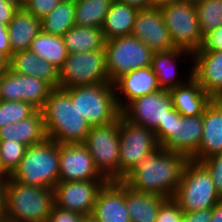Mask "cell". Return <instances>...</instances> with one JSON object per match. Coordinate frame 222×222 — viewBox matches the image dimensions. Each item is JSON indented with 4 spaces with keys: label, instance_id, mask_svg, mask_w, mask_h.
<instances>
[{
    "label": "cell",
    "instance_id": "44",
    "mask_svg": "<svg viewBox=\"0 0 222 222\" xmlns=\"http://www.w3.org/2000/svg\"><path fill=\"white\" fill-rule=\"evenodd\" d=\"M118 2L134 6L137 9H146L152 7V0H116Z\"/></svg>",
    "mask_w": 222,
    "mask_h": 222
},
{
    "label": "cell",
    "instance_id": "23",
    "mask_svg": "<svg viewBox=\"0 0 222 222\" xmlns=\"http://www.w3.org/2000/svg\"><path fill=\"white\" fill-rule=\"evenodd\" d=\"M9 69L20 75L37 77L53 88H59V70L29 49L13 53L9 59Z\"/></svg>",
    "mask_w": 222,
    "mask_h": 222
},
{
    "label": "cell",
    "instance_id": "30",
    "mask_svg": "<svg viewBox=\"0 0 222 222\" xmlns=\"http://www.w3.org/2000/svg\"><path fill=\"white\" fill-rule=\"evenodd\" d=\"M29 50L60 70L68 56L63 37L50 35L42 30L31 42Z\"/></svg>",
    "mask_w": 222,
    "mask_h": 222
},
{
    "label": "cell",
    "instance_id": "35",
    "mask_svg": "<svg viewBox=\"0 0 222 222\" xmlns=\"http://www.w3.org/2000/svg\"><path fill=\"white\" fill-rule=\"evenodd\" d=\"M27 146L15 140H0V158L5 170L11 174L24 157Z\"/></svg>",
    "mask_w": 222,
    "mask_h": 222
},
{
    "label": "cell",
    "instance_id": "28",
    "mask_svg": "<svg viewBox=\"0 0 222 222\" xmlns=\"http://www.w3.org/2000/svg\"><path fill=\"white\" fill-rule=\"evenodd\" d=\"M138 11L134 6L114 0L101 27L105 40L131 35Z\"/></svg>",
    "mask_w": 222,
    "mask_h": 222
},
{
    "label": "cell",
    "instance_id": "25",
    "mask_svg": "<svg viewBox=\"0 0 222 222\" xmlns=\"http://www.w3.org/2000/svg\"><path fill=\"white\" fill-rule=\"evenodd\" d=\"M15 140L24 145H36L47 139L44 119L41 110L19 122L0 128V140Z\"/></svg>",
    "mask_w": 222,
    "mask_h": 222
},
{
    "label": "cell",
    "instance_id": "14",
    "mask_svg": "<svg viewBox=\"0 0 222 222\" xmlns=\"http://www.w3.org/2000/svg\"><path fill=\"white\" fill-rule=\"evenodd\" d=\"M107 179L58 182L53 188L54 205L89 218L99 190Z\"/></svg>",
    "mask_w": 222,
    "mask_h": 222
},
{
    "label": "cell",
    "instance_id": "9",
    "mask_svg": "<svg viewBox=\"0 0 222 222\" xmlns=\"http://www.w3.org/2000/svg\"><path fill=\"white\" fill-rule=\"evenodd\" d=\"M159 148L152 129L119 116V181L141 160Z\"/></svg>",
    "mask_w": 222,
    "mask_h": 222
},
{
    "label": "cell",
    "instance_id": "15",
    "mask_svg": "<svg viewBox=\"0 0 222 222\" xmlns=\"http://www.w3.org/2000/svg\"><path fill=\"white\" fill-rule=\"evenodd\" d=\"M172 109L170 92L160 89L132 100L121 110V114L135 124L154 130L159 124H164Z\"/></svg>",
    "mask_w": 222,
    "mask_h": 222
},
{
    "label": "cell",
    "instance_id": "7",
    "mask_svg": "<svg viewBox=\"0 0 222 222\" xmlns=\"http://www.w3.org/2000/svg\"><path fill=\"white\" fill-rule=\"evenodd\" d=\"M183 212L213 208L221 200L207 169L197 161L188 160L173 198Z\"/></svg>",
    "mask_w": 222,
    "mask_h": 222
},
{
    "label": "cell",
    "instance_id": "33",
    "mask_svg": "<svg viewBox=\"0 0 222 222\" xmlns=\"http://www.w3.org/2000/svg\"><path fill=\"white\" fill-rule=\"evenodd\" d=\"M194 3L203 37L222 25V0H198Z\"/></svg>",
    "mask_w": 222,
    "mask_h": 222
},
{
    "label": "cell",
    "instance_id": "4",
    "mask_svg": "<svg viewBox=\"0 0 222 222\" xmlns=\"http://www.w3.org/2000/svg\"><path fill=\"white\" fill-rule=\"evenodd\" d=\"M10 178L23 185L53 189L59 182V143L47 138L28 146Z\"/></svg>",
    "mask_w": 222,
    "mask_h": 222
},
{
    "label": "cell",
    "instance_id": "27",
    "mask_svg": "<svg viewBox=\"0 0 222 222\" xmlns=\"http://www.w3.org/2000/svg\"><path fill=\"white\" fill-rule=\"evenodd\" d=\"M166 200L163 196L134 191L125 184V206L131 222H156L158 210Z\"/></svg>",
    "mask_w": 222,
    "mask_h": 222
},
{
    "label": "cell",
    "instance_id": "5",
    "mask_svg": "<svg viewBox=\"0 0 222 222\" xmlns=\"http://www.w3.org/2000/svg\"><path fill=\"white\" fill-rule=\"evenodd\" d=\"M65 90L70 94L72 104L90 126L108 124L121 114L113 83L76 86Z\"/></svg>",
    "mask_w": 222,
    "mask_h": 222
},
{
    "label": "cell",
    "instance_id": "32",
    "mask_svg": "<svg viewBox=\"0 0 222 222\" xmlns=\"http://www.w3.org/2000/svg\"><path fill=\"white\" fill-rule=\"evenodd\" d=\"M114 0H75V25L101 28Z\"/></svg>",
    "mask_w": 222,
    "mask_h": 222
},
{
    "label": "cell",
    "instance_id": "37",
    "mask_svg": "<svg viewBox=\"0 0 222 222\" xmlns=\"http://www.w3.org/2000/svg\"><path fill=\"white\" fill-rule=\"evenodd\" d=\"M183 214L180 205L173 198L167 199L158 210L156 222H182Z\"/></svg>",
    "mask_w": 222,
    "mask_h": 222
},
{
    "label": "cell",
    "instance_id": "24",
    "mask_svg": "<svg viewBox=\"0 0 222 222\" xmlns=\"http://www.w3.org/2000/svg\"><path fill=\"white\" fill-rule=\"evenodd\" d=\"M169 92L173 108L182 116L203 115L206 106L212 100L193 76Z\"/></svg>",
    "mask_w": 222,
    "mask_h": 222
},
{
    "label": "cell",
    "instance_id": "36",
    "mask_svg": "<svg viewBox=\"0 0 222 222\" xmlns=\"http://www.w3.org/2000/svg\"><path fill=\"white\" fill-rule=\"evenodd\" d=\"M200 163L207 169L214 182L217 194L222 199V153L211 155Z\"/></svg>",
    "mask_w": 222,
    "mask_h": 222
},
{
    "label": "cell",
    "instance_id": "38",
    "mask_svg": "<svg viewBox=\"0 0 222 222\" xmlns=\"http://www.w3.org/2000/svg\"><path fill=\"white\" fill-rule=\"evenodd\" d=\"M62 0H26L24 9L36 18L42 19L53 11Z\"/></svg>",
    "mask_w": 222,
    "mask_h": 222
},
{
    "label": "cell",
    "instance_id": "20",
    "mask_svg": "<svg viewBox=\"0 0 222 222\" xmlns=\"http://www.w3.org/2000/svg\"><path fill=\"white\" fill-rule=\"evenodd\" d=\"M113 85L120 110L132 100L160 90L157 77L150 66L120 76Z\"/></svg>",
    "mask_w": 222,
    "mask_h": 222
},
{
    "label": "cell",
    "instance_id": "45",
    "mask_svg": "<svg viewBox=\"0 0 222 222\" xmlns=\"http://www.w3.org/2000/svg\"><path fill=\"white\" fill-rule=\"evenodd\" d=\"M210 222H222V199L212 208Z\"/></svg>",
    "mask_w": 222,
    "mask_h": 222
},
{
    "label": "cell",
    "instance_id": "26",
    "mask_svg": "<svg viewBox=\"0 0 222 222\" xmlns=\"http://www.w3.org/2000/svg\"><path fill=\"white\" fill-rule=\"evenodd\" d=\"M11 55L28 50L31 42L41 31V19L36 18L24 8H19L7 26Z\"/></svg>",
    "mask_w": 222,
    "mask_h": 222
},
{
    "label": "cell",
    "instance_id": "16",
    "mask_svg": "<svg viewBox=\"0 0 222 222\" xmlns=\"http://www.w3.org/2000/svg\"><path fill=\"white\" fill-rule=\"evenodd\" d=\"M106 179L83 144L59 143V182Z\"/></svg>",
    "mask_w": 222,
    "mask_h": 222
},
{
    "label": "cell",
    "instance_id": "6",
    "mask_svg": "<svg viewBox=\"0 0 222 222\" xmlns=\"http://www.w3.org/2000/svg\"><path fill=\"white\" fill-rule=\"evenodd\" d=\"M153 131L159 147L190 159L197 152L202 139V115L182 116L173 108L164 124H159Z\"/></svg>",
    "mask_w": 222,
    "mask_h": 222
},
{
    "label": "cell",
    "instance_id": "2",
    "mask_svg": "<svg viewBox=\"0 0 222 222\" xmlns=\"http://www.w3.org/2000/svg\"><path fill=\"white\" fill-rule=\"evenodd\" d=\"M47 138L62 144H83L90 124L79 114L63 88H54L41 109Z\"/></svg>",
    "mask_w": 222,
    "mask_h": 222
},
{
    "label": "cell",
    "instance_id": "31",
    "mask_svg": "<svg viewBox=\"0 0 222 222\" xmlns=\"http://www.w3.org/2000/svg\"><path fill=\"white\" fill-rule=\"evenodd\" d=\"M74 25V0H62L53 11L41 19V30L55 36L62 37Z\"/></svg>",
    "mask_w": 222,
    "mask_h": 222
},
{
    "label": "cell",
    "instance_id": "49",
    "mask_svg": "<svg viewBox=\"0 0 222 222\" xmlns=\"http://www.w3.org/2000/svg\"><path fill=\"white\" fill-rule=\"evenodd\" d=\"M178 1H181V0H152V7L159 8L163 5L178 2Z\"/></svg>",
    "mask_w": 222,
    "mask_h": 222
},
{
    "label": "cell",
    "instance_id": "8",
    "mask_svg": "<svg viewBox=\"0 0 222 222\" xmlns=\"http://www.w3.org/2000/svg\"><path fill=\"white\" fill-rule=\"evenodd\" d=\"M159 9L174 47L192 54L198 51L204 37L200 30L195 3L192 0H181L163 5Z\"/></svg>",
    "mask_w": 222,
    "mask_h": 222
},
{
    "label": "cell",
    "instance_id": "10",
    "mask_svg": "<svg viewBox=\"0 0 222 222\" xmlns=\"http://www.w3.org/2000/svg\"><path fill=\"white\" fill-rule=\"evenodd\" d=\"M83 145L99 172L108 181H119V117L108 124L91 126Z\"/></svg>",
    "mask_w": 222,
    "mask_h": 222
},
{
    "label": "cell",
    "instance_id": "21",
    "mask_svg": "<svg viewBox=\"0 0 222 222\" xmlns=\"http://www.w3.org/2000/svg\"><path fill=\"white\" fill-rule=\"evenodd\" d=\"M203 132L200 146L190 160L200 162L222 153V99H212L203 115Z\"/></svg>",
    "mask_w": 222,
    "mask_h": 222
},
{
    "label": "cell",
    "instance_id": "22",
    "mask_svg": "<svg viewBox=\"0 0 222 222\" xmlns=\"http://www.w3.org/2000/svg\"><path fill=\"white\" fill-rule=\"evenodd\" d=\"M192 76L212 99H222V51L195 52Z\"/></svg>",
    "mask_w": 222,
    "mask_h": 222
},
{
    "label": "cell",
    "instance_id": "18",
    "mask_svg": "<svg viewBox=\"0 0 222 222\" xmlns=\"http://www.w3.org/2000/svg\"><path fill=\"white\" fill-rule=\"evenodd\" d=\"M90 218L94 222H131L125 206V183L108 181L99 190Z\"/></svg>",
    "mask_w": 222,
    "mask_h": 222
},
{
    "label": "cell",
    "instance_id": "17",
    "mask_svg": "<svg viewBox=\"0 0 222 222\" xmlns=\"http://www.w3.org/2000/svg\"><path fill=\"white\" fill-rule=\"evenodd\" d=\"M131 35L153 52L170 51L175 48L160 9L157 7L139 9Z\"/></svg>",
    "mask_w": 222,
    "mask_h": 222
},
{
    "label": "cell",
    "instance_id": "41",
    "mask_svg": "<svg viewBox=\"0 0 222 222\" xmlns=\"http://www.w3.org/2000/svg\"><path fill=\"white\" fill-rule=\"evenodd\" d=\"M212 208L184 212L182 222H210Z\"/></svg>",
    "mask_w": 222,
    "mask_h": 222
},
{
    "label": "cell",
    "instance_id": "3",
    "mask_svg": "<svg viewBox=\"0 0 222 222\" xmlns=\"http://www.w3.org/2000/svg\"><path fill=\"white\" fill-rule=\"evenodd\" d=\"M4 188L5 222H48L54 206L53 189L23 185L12 178Z\"/></svg>",
    "mask_w": 222,
    "mask_h": 222
},
{
    "label": "cell",
    "instance_id": "12",
    "mask_svg": "<svg viewBox=\"0 0 222 222\" xmlns=\"http://www.w3.org/2000/svg\"><path fill=\"white\" fill-rule=\"evenodd\" d=\"M105 52L111 83L126 73L151 66L154 54L132 35L106 40Z\"/></svg>",
    "mask_w": 222,
    "mask_h": 222
},
{
    "label": "cell",
    "instance_id": "13",
    "mask_svg": "<svg viewBox=\"0 0 222 222\" xmlns=\"http://www.w3.org/2000/svg\"><path fill=\"white\" fill-rule=\"evenodd\" d=\"M54 88L30 75H20L7 69L0 75L1 100L24 101L41 110Z\"/></svg>",
    "mask_w": 222,
    "mask_h": 222
},
{
    "label": "cell",
    "instance_id": "34",
    "mask_svg": "<svg viewBox=\"0 0 222 222\" xmlns=\"http://www.w3.org/2000/svg\"><path fill=\"white\" fill-rule=\"evenodd\" d=\"M37 109L24 101H0V128L31 116Z\"/></svg>",
    "mask_w": 222,
    "mask_h": 222
},
{
    "label": "cell",
    "instance_id": "48",
    "mask_svg": "<svg viewBox=\"0 0 222 222\" xmlns=\"http://www.w3.org/2000/svg\"><path fill=\"white\" fill-rule=\"evenodd\" d=\"M10 178V174L5 170L0 158V183L4 184Z\"/></svg>",
    "mask_w": 222,
    "mask_h": 222
},
{
    "label": "cell",
    "instance_id": "39",
    "mask_svg": "<svg viewBox=\"0 0 222 222\" xmlns=\"http://www.w3.org/2000/svg\"><path fill=\"white\" fill-rule=\"evenodd\" d=\"M222 51V25L204 36L201 48L196 52Z\"/></svg>",
    "mask_w": 222,
    "mask_h": 222
},
{
    "label": "cell",
    "instance_id": "19",
    "mask_svg": "<svg viewBox=\"0 0 222 222\" xmlns=\"http://www.w3.org/2000/svg\"><path fill=\"white\" fill-rule=\"evenodd\" d=\"M192 58V53L177 48L170 51L154 52L150 67L157 77L159 88L161 90L170 91L171 89L184 84L192 76V62H190L192 61ZM182 61L183 63L186 61L189 62V68L191 67V69L187 68L189 71L187 72L188 75L186 78H183V75L180 77V72L178 71L181 66V64H178Z\"/></svg>",
    "mask_w": 222,
    "mask_h": 222
},
{
    "label": "cell",
    "instance_id": "46",
    "mask_svg": "<svg viewBox=\"0 0 222 222\" xmlns=\"http://www.w3.org/2000/svg\"><path fill=\"white\" fill-rule=\"evenodd\" d=\"M5 188L0 183V222H5Z\"/></svg>",
    "mask_w": 222,
    "mask_h": 222
},
{
    "label": "cell",
    "instance_id": "47",
    "mask_svg": "<svg viewBox=\"0 0 222 222\" xmlns=\"http://www.w3.org/2000/svg\"><path fill=\"white\" fill-rule=\"evenodd\" d=\"M9 69V59L2 53H0V75Z\"/></svg>",
    "mask_w": 222,
    "mask_h": 222
},
{
    "label": "cell",
    "instance_id": "43",
    "mask_svg": "<svg viewBox=\"0 0 222 222\" xmlns=\"http://www.w3.org/2000/svg\"><path fill=\"white\" fill-rule=\"evenodd\" d=\"M0 53L4 54L8 59L11 58V46L7 25L0 22Z\"/></svg>",
    "mask_w": 222,
    "mask_h": 222
},
{
    "label": "cell",
    "instance_id": "11",
    "mask_svg": "<svg viewBox=\"0 0 222 222\" xmlns=\"http://www.w3.org/2000/svg\"><path fill=\"white\" fill-rule=\"evenodd\" d=\"M111 83L105 49L68 54L59 70V88Z\"/></svg>",
    "mask_w": 222,
    "mask_h": 222
},
{
    "label": "cell",
    "instance_id": "51",
    "mask_svg": "<svg viewBox=\"0 0 222 222\" xmlns=\"http://www.w3.org/2000/svg\"><path fill=\"white\" fill-rule=\"evenodd\" d=\"M83 222H94L90 217L86 218Z\"/></svg>",
    "mask_w": 222,
    "mask_h": 222
},
{
    "label": "cell",
    "instance_id": "42",
    "mask_svg": "<svg viewBox=\"0 0 222 222\" xmlns=\"http://www.w3.org/2000/svg\"><path fill=\"white\" fill-rule=\"evenodd\" d=\"M19 8L7 0H0V22L8 26Z\"/></svg>",
    "mask_w": 222,
    "mask_h": 222
},
{
    "label": "cell",
    "instance_id": "29",
    "mask_svg": "<svg viewBox=\"0 0 222 222\" xmlns=\"http://www.w3.org/2000/svg\"><path fill=\"white\" fill-rule=\"evenodd\" d=\"M68 54H81L105 49L102 28L74 25L63 36Z\"/></svg>",
    "mask_w": 222,
    "mask_h": 222
},
{
    "label": "cell",
    "instance_id": "1",
    "mask_svg": "<svg viewBox=\"0 0 222 222\" xmlns=\"http://www.w3.org/2000/svg\"><path fill=\"white\" fill-rule=\"evenodd\" d=\"M189 159L162 147L147 155L122 180L132 190L174 198Z\"/></svg>",
    "mask_w": 222,
    "mask_h": 222
},
{
    "label": "cell",
    "instance_id": "40",
    "mask_svg": "<svg viewBox=\"0 0 222 222\" xmlns=\"http://www.w3.org/2000/svg\"><path fill=\"white\" fill-rule=\"evenodd\" d=\"M87 217L74 211L53 206L48 222H83Z\"/></svg>",
    "mask_w": 222,
    "mask_h": 222
},
{
    "label": "cell",
    "instance_id": "50",
    "mask_svg": "<svg viewBox=\"0 0 222 222\" xmlns=\"http://www.w3.org/2000/svg\"><path fill=\"white\" fill-rule=\"evenodd\" d=\"M7 1L14 4L18 8H23L26 0H7Z\"/></svg>",
    "mask_w": 222,
    "mask_h": 222
}]
</instances>
